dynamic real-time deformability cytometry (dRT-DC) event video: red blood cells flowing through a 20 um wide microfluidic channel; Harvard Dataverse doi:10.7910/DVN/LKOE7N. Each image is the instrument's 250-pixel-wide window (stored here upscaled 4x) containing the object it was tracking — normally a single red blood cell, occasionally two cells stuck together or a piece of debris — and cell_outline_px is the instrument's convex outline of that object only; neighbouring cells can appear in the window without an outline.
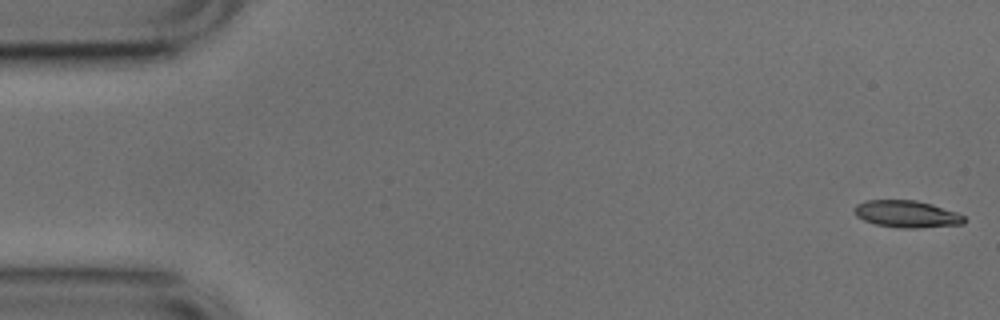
{"species": "common noctule bat (a hibernating species)", "species_latin": "Nyctalus noctula", "temperature_condition": "cold", "stored_images_in_passage": 35, "camera_frame_rate_fps": 3000, "um_per_image_px": 0.085, "animal": {"sex": "male", "body_mass_g": 17.9, "forearm_length_mm": 54.2}, "frame": {"image": 1, "passage_image": 1, "time_ms": 0.0, "image_size_px": [1000, 320], "cell_outline_px": [[968, 220], [964, 224], [916, 228], [900, 228], [876, 224], [864, 220], [856, 216], [852, 208], [856, 204], [868, 200], [916, 200], [932, 204], [956, 212], [964, 216]], "centroid_in_image_um": [77.08, 18.19], "position_along_channel_um": 7.9, "area_um2": 17.4}}
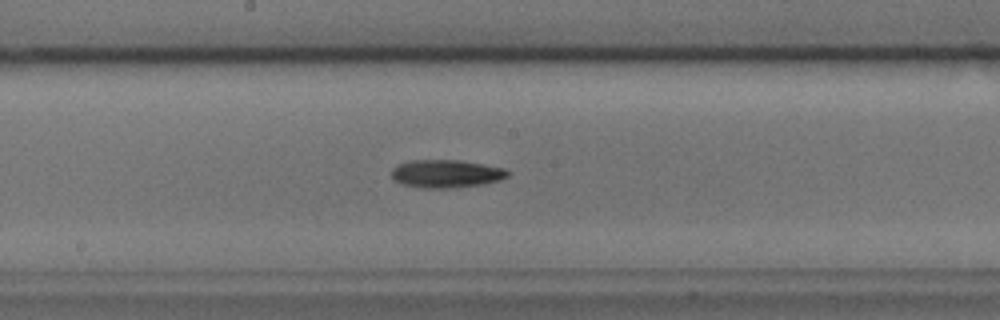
{"frame": {"image": 2, "passage_image": 27, "time_ms": 8.667, "image_size_px": [1000, 320], "cell_outline_px": [[512, 172], [508, 176], [500, 180], [484, 184], [452, 188], [424, 188], [404, 184], [392, 180], [392, 168], [396, 164], [408, 160], [460, 160], [484, 164], [504, 168]], "centroid_in_image_um": [37.93, 14.76], "position_along_channel_um": 210.3, "area_um2": 19.19}}
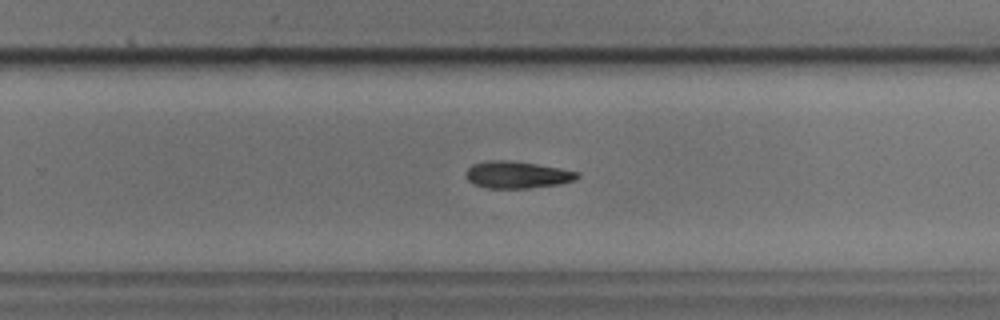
{"frame": {"image": 3, "passage_image": 33, "time_ms": 10.667, "image_size_px": [1000, 320], "cell_outline_px": [[580, 176], [576, 180], [560, 184], [528, 188], [484, 188], [472, 184], [468, 180], [468, 168], [472, 164], [484, 160], [508, 160], [536, 164], [560, 168], [580, 172]], "centroid_in_image_um": [43.97, 14.85], "position_along_channel_um": 285.8, "area_um2": 17.63}}